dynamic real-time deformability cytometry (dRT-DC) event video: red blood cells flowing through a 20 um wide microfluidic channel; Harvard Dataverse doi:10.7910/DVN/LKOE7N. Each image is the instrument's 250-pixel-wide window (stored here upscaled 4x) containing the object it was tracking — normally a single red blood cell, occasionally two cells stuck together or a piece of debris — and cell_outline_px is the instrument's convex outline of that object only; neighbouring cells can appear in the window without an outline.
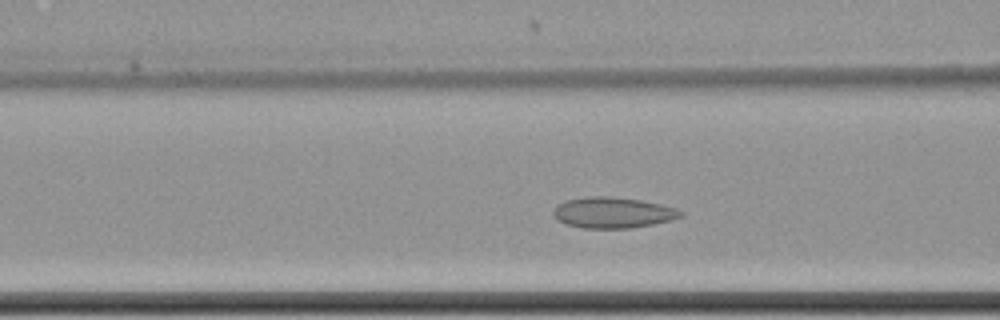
{"species": "common noctule bat (a hibernating species)", "species_latin": "Nyctalus noctula", "temperature_condition": "cold", "stored_images_in_passage": 52, "camera_frame_rate_fps": 3000, "um_per_image_px": 0.085, "animal": {"sex": "female", "body_mass_g": 22.7, "forearm_length_mm": 54.2}, "frame": {"image": 1, "passage_image": 16, "time_ms": 5.0, "image_size_px": [1000, 320], "cell_outline_px": [[684, 216], [672, 220], [632, 228], [580, 228], [568, 224], [552, 216], [552, 212], [564, 200], [588, 196], [608, 196], [640, 200], [660, 204], [676, 208], [684, 212]], "centroid_in_image_um": [52.12, 18.07], "position_along_channel_um": 114.5, "area_um2": 22.89}}
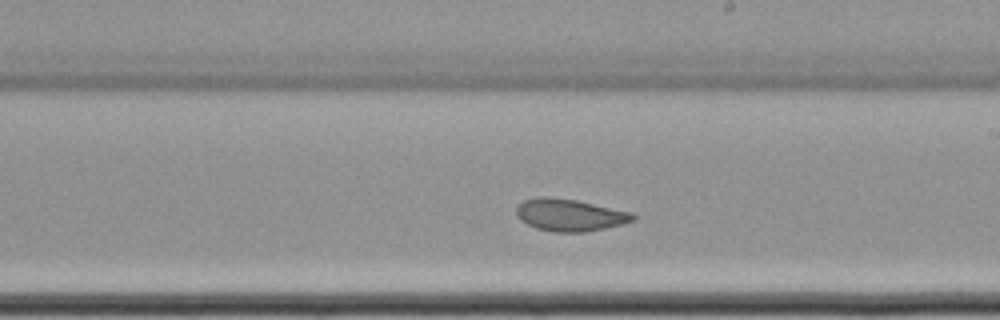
{"frame": {"image": 2, "passage_image": 27, "time_ms": 8.667, "image_size_px": [1000, 320], "cell_outline_px": [[636, 220], [604, 228], [584, 232], [552, 232], [536, 228], [520, 220], [516, 216], [516, 208], [524, 200], [540, 196], [548, 196], [576, 200], [632, 212], [636, 216]], "centroid_in_image_um": [48.41, 18.27], "position_along_channel_um": 240.6, "area_um2": 21.85}}
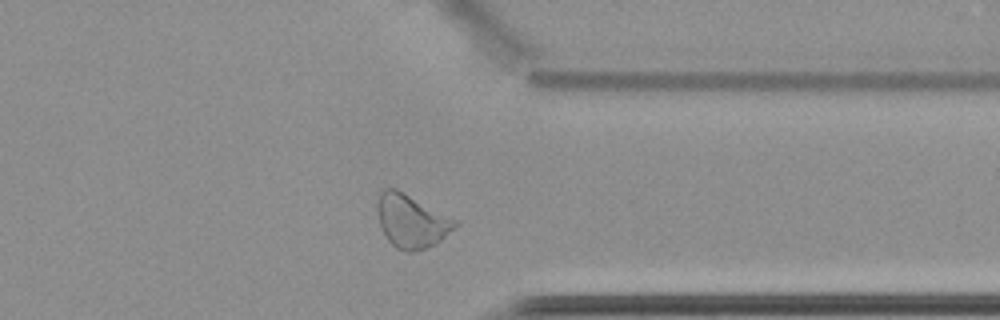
{"frame": {"image": 3, "passage_image": 39, "time_ms": 12.667, "image_size_px": [1000, 320], "cell_outline_px": [[460, 224], [456, 228], [440, 240], [424, 248], [412, 252], [408, 252], [396, 248], [388, 240], [380, 224], [376, 208], [376, 204], [380, 192], [384, 188], [396, 188], [460, 220]], "centroid_in_image_um": [35.0, 18.76], "position_along_channel_um": 376.4, "area_um2": 24.33}, "authors_computed_cell_mechanics": {"area_um2": 23.8714, "velocity_mm_per_s": 3.4454, "shape_relaxation_time_tau1_ms": null, "shape_relaxation_time_tau2_ms": 2.7578, "deformation_change_tau1": null, "deformation_change_tau2": 0.0563}}